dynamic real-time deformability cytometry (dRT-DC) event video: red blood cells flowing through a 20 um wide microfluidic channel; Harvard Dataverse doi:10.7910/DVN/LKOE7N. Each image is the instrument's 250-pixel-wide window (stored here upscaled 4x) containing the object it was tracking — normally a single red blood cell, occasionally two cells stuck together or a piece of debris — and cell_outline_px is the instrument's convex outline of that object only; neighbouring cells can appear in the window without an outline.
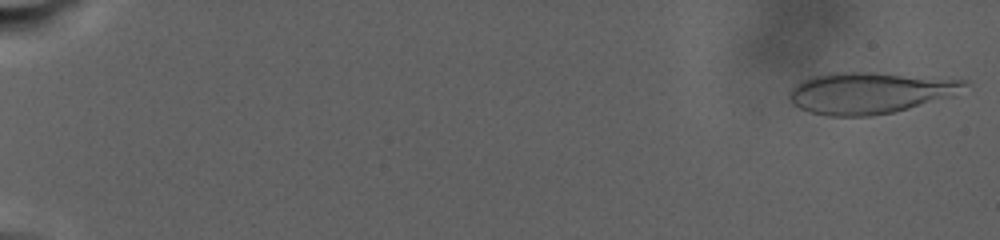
{"species": "human", "species_latin": "Homo sapiens", "temperature_condition": "warm", "stored_images_in_passage": 25, "camera_frame_rate_fps": 3000, "um_per_image_px": 0.085, "donor": {"sex": "male"}, "frame": {"image": 1, "passage_image": 1, "time_ms": 0.0, "image_size_px": [1000, 240], "cell_outline_px": [[968, 80], [956, 96], [892, 112], [872, 116], [828, 116], [808, 112], [792, 104], [788, 100], [788, 92], [796, 84], [812, 76], [836, 72], [872, 72]], "centroid_in_image_um": [73.9, 7.9], "position_along_channel_um": 11.1, "area_um2": 42.37}}
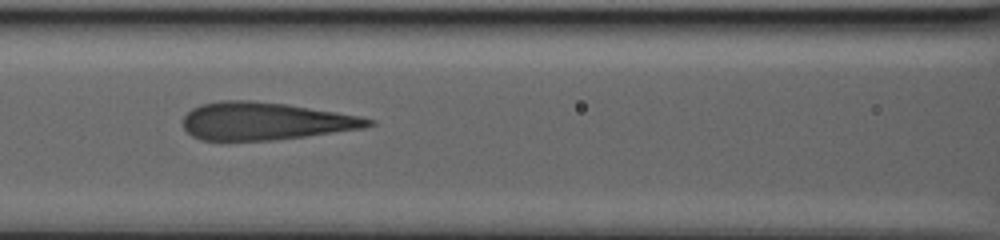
{"frame": {"image": 2, "passage_image": 19, "time_ms": 15.0, "image_size_px": [1000, 240], "cell_outline_px": [[376, 124], [364, 128], [304, 136], [272, 140], [200, 140], [192, 136], [184, 128], [184, 116], [192, 108], [200, 104], [220, 100], [252, 100], [288, 104], [360, 116], [376, 120]], "centroid_in_image_um": [22.54, 10.28], "position_along_channel_um": 144.1, "area_um2": 40.63}}
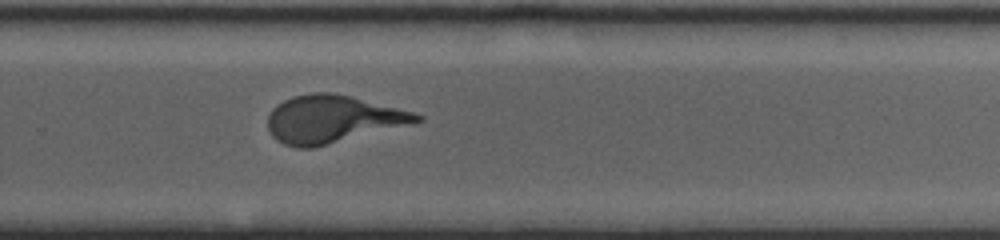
{"frame": {"image": 3, "passage_image": 25, "time_ms": 22.0, "image_size_px": [1000, 240], "cell_outline_px": [[424, 120], [312, 148], [296, 148], [284, 144], [276, 140], [272, 136], [268, 128], [268, 112], [276, 104], [284, 100], [296, 96], [312, 92], [332, 92], [352, 96], [412, 112], [424, 116]], "centroid_in_image_um": [28.19, 10.12], "position_along_channel_um": 301.6, "area_um2": 40.86}}